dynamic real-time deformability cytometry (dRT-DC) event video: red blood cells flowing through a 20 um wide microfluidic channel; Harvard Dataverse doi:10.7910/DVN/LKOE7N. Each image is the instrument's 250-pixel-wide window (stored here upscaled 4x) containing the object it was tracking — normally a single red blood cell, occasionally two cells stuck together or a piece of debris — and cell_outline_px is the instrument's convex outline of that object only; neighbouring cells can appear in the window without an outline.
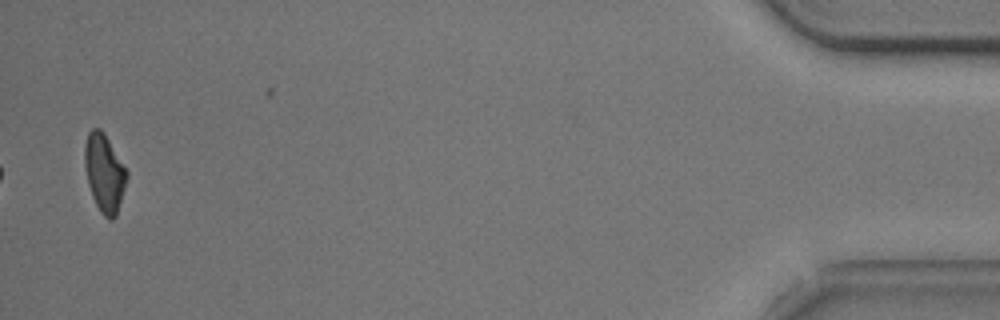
{"species": "common noctule bat (a hibernating species)", "species_latin": "Nyctalus noctula", "temperature_condition": "cold", "stored_images_in_passage": 40, "camera_frame_rate_fps": 3000, "um_per_image_px": 0.085, "animal": {"sex": "male", "body_mass_g": 20.5, "forearm_length_mm": 52.5}, "frame": {"image": 1, "passage_image": 40, "time_ms": 13.0, "image_size_px": [1000, 320], "cell_outline_px": [[128, 176], [116, 216], [112, 220], [108, 220], [100, 212], [92, 196], [88, 184], [84, 164], [84, 144], [88, 132], [92, 128], [100, 128], [104, 132], [128, 172]], "centroid_in_image_um": [8.86, 14.69], "position_along_channel_um": 426.3, "area_um2": 19.19}, "authors_computed_cell_mechanics": {"area_um2": 20.4612, "velocity_mm_per_s": 3.7347, "shape_relaxation_time_tau1_ms": 2.6547, "shape_relaxation_time_tau2_ms": null, "deformation_change_tau1": 0.1277, "deformation_change_tau2": null}}